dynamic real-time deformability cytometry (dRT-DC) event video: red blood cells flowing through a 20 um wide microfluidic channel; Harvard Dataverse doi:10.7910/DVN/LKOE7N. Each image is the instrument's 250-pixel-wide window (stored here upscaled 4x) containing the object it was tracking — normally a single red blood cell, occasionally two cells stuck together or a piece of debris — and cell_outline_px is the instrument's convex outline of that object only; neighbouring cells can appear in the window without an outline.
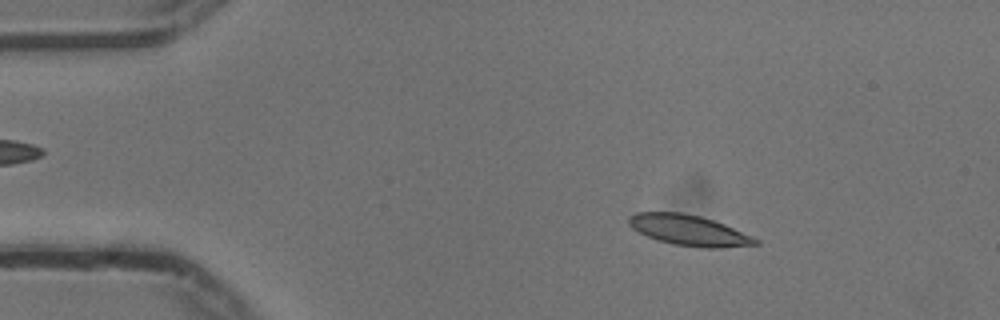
{"species": "common noctule bat (a hibernating species)", "species_latin": "Nyctalus noctula", "temperature_condition": "cold", "stored_images_in_passage": 54, "camera_frame_rate_fps": 3000, "um_per_image_px": 0.085, "animal": {"sex": "male", "body_mass_g": 13.3}, "frame": {"image": 1, "passage_image": 8, "time_ms": 2.333, "image_size_px": [1000, 320], "cell_outline_px": [[760, 244], [724, 248], [700, 248], [672, 244], [656, 240], [632, 228], [628, 224], [628, 216], [636, 212], [684, 212], [700, 216], [724, 224], [752, 236], [760, 240]], "centroid_in_image_um": [58.56, 19.58], "position_along_channel_um": 26.4, "area_um2": 22.77}}
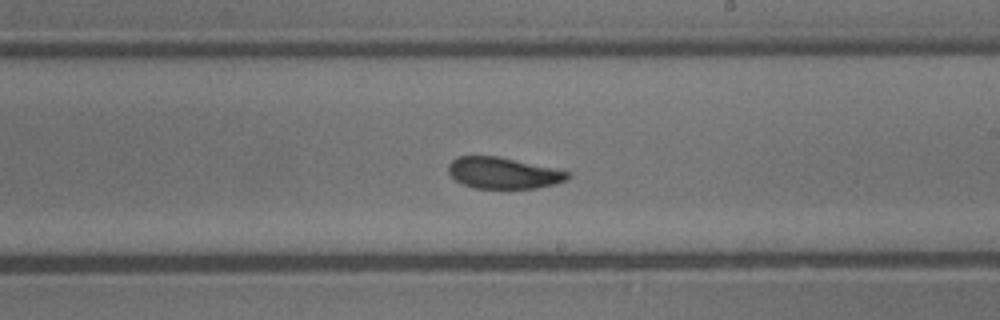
{"frame": {"image": 2, "passage_image": 31, "time_ms": 10.0, "image_size_px": [1000, 320], "cell_outline_px": [[572, 176], [568, 180], [556, 184], [536, 188], [476, 188], [464, 184], [456, 180], [448, 172], [448, 164], [456, 156], [496, 156], [572, 172]], "centroid_in_image_um": [42.81, 14.71], "position_along_channel_um": 246.2, "area_um2": 21.73}}
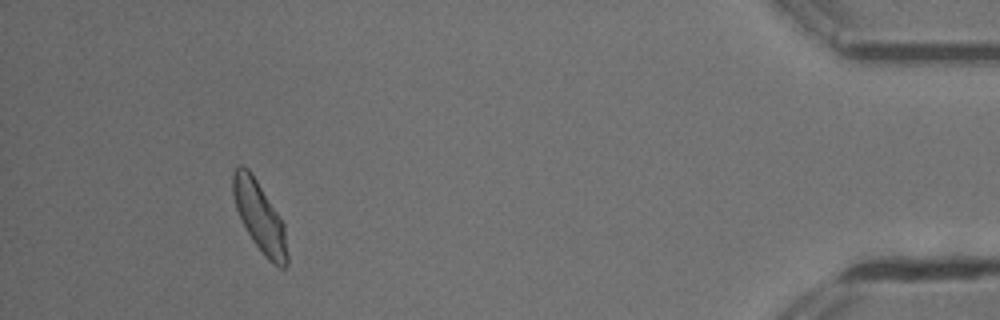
{"frame": {"image": 3, "passage_image": 50, "time_ms": 16.333, "image_size_px": [1000, 320], "cell_outline_px": [[288, 264], [284, 268], [280, 268], [272, 264], [264, 256], [248, 232], [236, 208], [232, 192], [232, 172], [240, 164], [244, 164], [248, 168], [256, 180], [284, 224], [288, 256]], "centroid_in_image_um": [22.07, 18.44], "position_along_channel_um": 413.1, "area_um2": 21.79}, "authors_computed_cell_mechanics": {"area_um2": 22.2241, "velocity_mm_per_s": 3.7164, "shape_relaxation_time_tau1_ms": 2.9651, "shape_relaxation_time_tau2_ms": 2.4545, "deformation_change_tau1": 0.1449, "deformation_change_tau2": 0.0894}}